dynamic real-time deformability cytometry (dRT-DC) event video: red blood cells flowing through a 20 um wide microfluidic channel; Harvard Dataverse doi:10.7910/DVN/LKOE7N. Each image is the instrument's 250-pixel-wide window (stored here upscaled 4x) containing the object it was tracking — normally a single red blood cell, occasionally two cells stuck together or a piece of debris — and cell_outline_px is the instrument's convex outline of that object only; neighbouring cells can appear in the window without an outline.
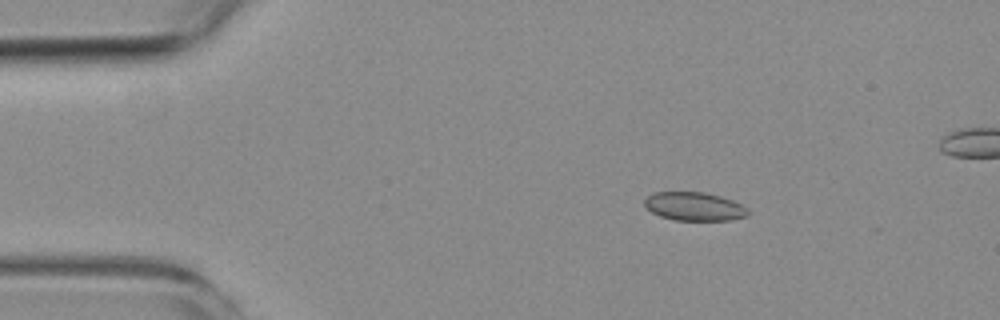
{"species": "common noctule bat (a hibernating species)", "species_latin": "Nyctalus noctula", "temperature_condition": "room temperature", "stored_images_in_passage": 4, "camera_frame_rate_fps": 3000, "um_per_image_px": 0.085, "animal": {"sex": "female", "body_mass_g": 19.3, "forearm_length_mm": 54.1}, "frame": {"image": 1, "passage_image": 2, "time_ms": 1.0, "image_size_px": [1000, 320], "cell_outline_px": [[748, 216], [732, 220], [676, 220], [660, 216], [652, 212], [644, 204], [644, 200], [652, 192], [704, 192], [720, 196], [732, 200], [748, 208]], "centroid_in_image_um": [59.03, 17.54], "position_along_channel_um": 26.0, "area_um2": 17.17}}